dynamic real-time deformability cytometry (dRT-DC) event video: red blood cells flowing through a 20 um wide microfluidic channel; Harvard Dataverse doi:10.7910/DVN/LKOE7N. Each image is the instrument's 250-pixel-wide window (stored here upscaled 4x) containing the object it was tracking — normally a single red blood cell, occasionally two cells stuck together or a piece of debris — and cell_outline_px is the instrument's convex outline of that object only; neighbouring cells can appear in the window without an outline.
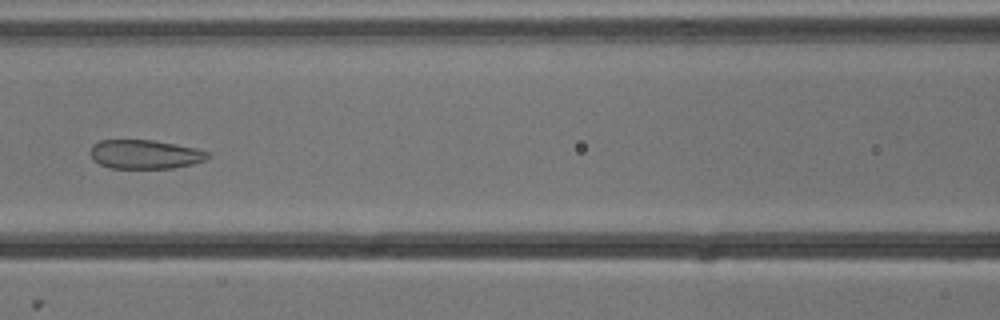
{"species": "common noctule bat (a hibernating species)", "species_latin": "Nyctalus noctula", "temperature_condition": "cold", "stored_images_in_passage": 7, "camera_frame_rate_fps": 3000, "um_per_image_px": 0.085, "animal": {"sex": "male", "body_mass_g": 13.3}, "frame": {"image": 1, "passage_image": 7, "time_ms": 2.0, "image_size_px": [1000, 320], "cell_outline_px": [[212, 156], [204, 160], [192, 164], [172, 168], [108, 168], [92, 160], [88, 152], [92, 144], [100, 140], [152, 140], [196, 148], [208, 152]], "centroid_in_image_um": [12.27, 13.12], "position_along_channel_um": 154.3, "area_um2": 20.0}}